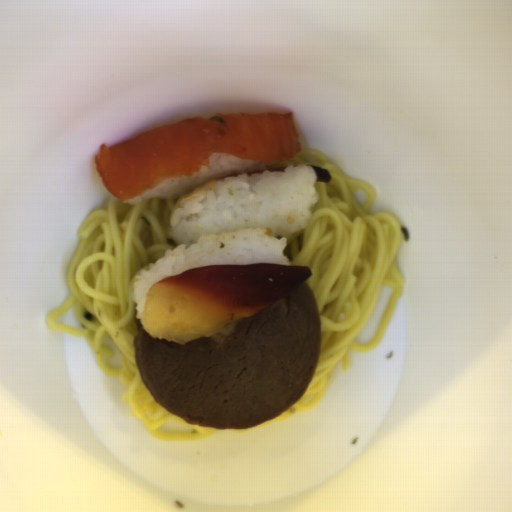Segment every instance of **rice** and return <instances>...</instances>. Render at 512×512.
Here are the masks:
<instances>
[{"label":"rice","mask_w":512,"mask_h":512,"mask_svg":"<svg viewBox=\"0 0 512 512\" xmlns=\"http://www.w3.org/2000/svg\"><path fill=\"white\" fill-rule=\"evenodd\" d=\"M208 167L188 178L168 179L142 195L123 200L135 204L153 197L178 198L212 178H224L214 189L177 204L168 224L174 249L134 276L131 298L136 320L142 321L147 294L165 277L205 265H290L284 250L294 233L304 230L320 195L318 174L295 165L270 172L271 165L222 153L208 158ZM265 170L262 175L247 172Z\"/></svg>","instance_id":"652b925c"}]
</instances>
